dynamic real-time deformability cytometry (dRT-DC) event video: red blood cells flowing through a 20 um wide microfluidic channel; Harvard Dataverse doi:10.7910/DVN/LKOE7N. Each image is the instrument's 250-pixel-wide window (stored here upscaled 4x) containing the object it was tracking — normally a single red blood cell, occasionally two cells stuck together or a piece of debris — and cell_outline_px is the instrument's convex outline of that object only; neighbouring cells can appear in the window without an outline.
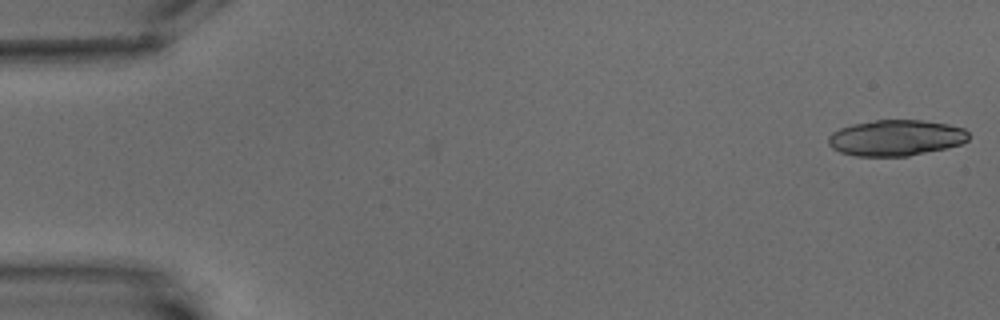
{"species": "common noctule bat (a hibernating species)", "species_latin": "Nyctalus noctula", "temperature_condition": "warm", "stored_images_in_passage": 6, "camera_frame_rate_fps": 3000, "um_per_image_px": 0.085, "animal": {"sex": "male", "body_mass_g": 15.6}, "frame": {"image": 1, "passage_image": 1, "time_ms": 0.0, "image_size_px": [1000, 320], "cell_outline_px": [[968, 140], [960, 144], [944, 148], [908, 156], [856, 156], [840, 152], [832, 148], [828, 144], [828, 136], [832, 132], [840, 128], [852, 124], [876, 120], [920, 120], [948, 124], [964, 128], [968, 132]], "centroid_in_image_um": [76.12, 11.71], "position_along_channel_um": 8.9, "area_um2": 29.3}}
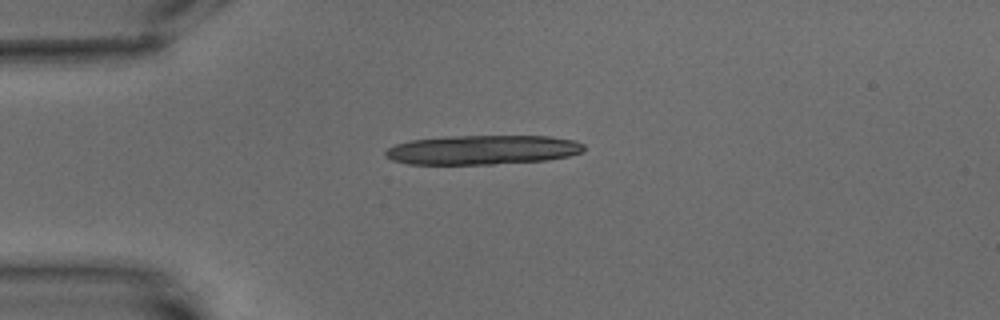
{"frame": {"image": 2, "passage_image": 4, "time_ms": 4.667, "image_size_px": [1000, 320], "cell_outline_px": [[584, 152], [568, 156], [548, 160], [492, 164], [408, 164], [392, 160], [384, 156], [384, 152], [388, 148], [396, 144], [408, 140], [444, 136], [552, 136], [576, 140], [584, 144]], "centroid_in_image_um": [41.02, 12.73], "position_along_channel_um": 44.0, "area_um2": 34.33}}